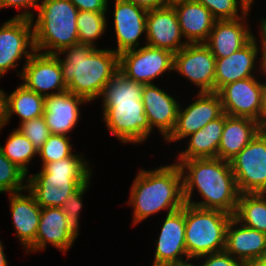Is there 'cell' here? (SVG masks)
<instances>
[{
    "label": "cell",
    "instance_id": "obj_43",
    "mask_svg": "<svg viewBox=\"0 0 266 266\" xmlns=\"http://www.w3.org/2000/svg\"><path fill=\"white\" fill-rule=\"evenodd\" d=\"M260 126L266 129V82L263 83L261 90Z\"/></svg>",
    "mask_w": 266,
    "mask_h": 266
},
{
    "label": "cell",
    "instance_id": "obj_17",
    "mask_svg": "<svg viewBox=\"0 0 266 266\" xmlns=\"http://www.w3.org/2000/svg\"><path fill=\"white\" fill-rule=\"evenodd\" d=\"M114 31L117 48L113 49L118 55L122 52L137 49L142 34H146L147 10L127 0H115Z\"/></svg>",
    "mask_w": 266,
    "mask_h": 266
},
{
    "label": "cell",
    "instance_id": "obj_31",
    "mask_svg": "<svg viewBox=\"0 0 266 266\" xmlns=\"http://www.w3.org/2000/svg\"><path fill=\"white\" fill-rule=\"evenodd\" d=\"M6 145L0 148L3 154L26 174L29 173L28 164L38 154L33 144L18 129H14L6 140Z\"/></svg>",
    "mask_w": 266,
    "mask_h": 266
},
{
    "label": "cell",
    "instance_id": "obj_24",
    "mask_svg": "<svg viewBox=\"0 0 266 266\" xmlns=\"http://www.w3.org/2000/svg\"><path fill=\"white\" fill-rule=\"evenodd\" d=\"M26 192L28 195L18 192L11 193L8 197L16 235L27 252L35 244L42 208L35 197L28 190Z\"/></svg>",
    "mask_w": 266,
    "mask_h": 266
},
{
    "label": "cell",
    "instance_id": "obj_26",
    "mask_svg": "<svg viewBox=\"0 0 266 266\" xmlns=\"http://www.w3.org/2000/svg\"><path fill=\"white\" fill-rule=\"evenodd\" d=\"M261 130L254 119L225 114L218 158L230 162Z\"/></svg>",
    "mask_w": 266,
    "mask_h": 266
},
{
    "label": "cell",
    "instance_id": "obj_44",
    "mask_svg": "<svg viewBox=\"0 0 266 266\" xmlns=\"http://www.w3.org/2000/svg\"><path fill=\"white\" fill-rule=\"evenodd\" d=\"M6 124V93L0 89V130Z\"/></svg>",
    "mask_w": 266,
    "mask_h": 266
},
{
    "label": "cell",
    "instance_id": "obj_29",
    "mask_svg": "<svg viewBox=\"0 0 266 266\" xmlns=\"http://www.w3.org/2000/svg\"><path fill=\"white\" fill-rule=\"evenodd\" d=\"M233 217L246 227L266 233V193L240 194Z\"/></svg>",
    "mask_w": 266,
    "mask_h": 266
},
{
    "label": "cell",
    "instance_id": "obj_21",
    "mask_svg": "<svg viewBox=\"0 0 266 266\" xmlns=\"http://www.w3.org/2000/svg\"><path fill=\"white\" fill-rule=\"evenodd\" d=\"M255 37L230 56L216 59L214 92H218L229 83L255 76L253 71L260 51L258 39Z\"/></svg>",
    "mask_w": 266,
    "mask_h": 266
},
{
    "label": "cell",
    "instance_id": "obj_48",
    "mask_svg": "<svg viewBox=\"0 0 266 266\" xmlns=\"http://www.w3.org/2000/svg\"><path fill=\"white\" fill-rule=\"evenodd\" d=\"M167 5H171L172 3L182 1V0H163Z\"/></svg>",
    "mask_w": 266,
    "mask_h": 266
},
{
    "label": "cell",
    "instance_id": "obj_27",
    "mask_svg": "<svg viewBox=\"0 0 266 266\" xmlns=\"http://www.w3.org/2000/svg\"><path fill=\"white\" fill-rule=\"evenodd\" d=\"M224 122L225 113L189 135L187 149L179 153L177 160L218 157Z\"/></svg>",
    "mask_w": 266,
    "mask_h": 266
},
{
    "label": "cell",
    "instance_id": "obj_28",
    "mask_svg": "<svg viewBox=\"0 0 266 266\" xmlns=\"http://www.w3.org/2000/svg\"><path fill=\"white\" fill-rule=\"evenodd\" d=\"M44 98L20 84L12 93L6 94V123H9L12 114L19 116L21 123L43 116Z\"/></svg>",
    "mask_w": 266,
    "mask_h": 266
},
{
    "label": "cell",
    "instance_id": "obj_4",
    "mask_svg": "<svg viewBox=\"0 0 266 266\" xmlns=\"http://www.w3.org/2000/svg\"><path fill=\"white\" fill-rule=\"evenodd\" d=\"M36 174L27 175V190L41 208H62L66 198L92 179L84 155H73L45 163Z\"/></svg>",
    "mask_w": 266,
    "mask_h": 266
},
{
    "label": "cell",
    "instance_id": "obj_50",
    "mask_svg": "<svg viewBox=\"0 0 266 266\" xmlns=\"http://www.w3.org/2000/svg\"><path fill=\"white\" fill-rule=\"evenodd\" d=\"M263 73L266 75V61L264 62V72Z\"/></svg>",
    "mask_w": 266,
    "mask_h": 266
},
{
    "label": "cell",
    "instance_id": "obj_23",
    "mask_svg": "<svg viewBox=\"0 0 266 266\" xmlns=\"http://www.w3.org/2000/svg\"><path fill=\"white\" fill-rule=\"evenodd\" d=\"M65 218L62 208H42L35 244L26 253L44 250L48 243L68 252L76 238L68 231Z\"/></svg>",
    "mask_w": 266,
    "mask_h": 266
},
{
    "label": "cell",
    "instance_id": "obj_22",
    "mask_svg": "<svg viewBox=\"0 0 266 266\" xmlns=\"http://www.w3.org/2000/svg\"><path fill=\"white\" fill-rule=\"evenodd\" d=\"M225 251L250 266L266 254V233L246 227L232 217L226 231Z\"/></svg>",
    "mask_w": 266,
    "mask_h": 266
},
{
    "label": "cell",
    "instance_id": "obj_11",
    "mask_svg": "<svg viewBox=\"0 0 266 266\" xmlns=\"http://www.w3.org/2000/svg\"><path fill=\"white\" fill-rule=\"evenodd\" d=\"M216 58L204 43L187 44L174 54L173 70L201 92H214Z\"/></svg>",
    "mask_w": 266,
    "mask_h": 266
},
{
    "label": "cell",
    "instance_id": "obj_15",
    "mask_svg": "<svg viewBox=\"0 0 266 266\" xmlns=\"http://www.w3.org/2000/svg\"><path fill=\"white\" fill-rule=\"evenodd\" d=\"M255 77H248L229 83L217 93L221 98L225 114L233 117H248L259 122L260 125L263 83Z\"/></svg>",
    "mask_w": 266,
    "mask_h": 266
},
{
    "label": "cell",
    "instance_id": "obj_14",
    "mask_svg": "<svg viewBox=\"0 0 266 266\" xmlns=\"http://www.w3.org/2000/svg\"><path fill=\"white\" fill-rule=\"evenodd\" d=\"M155 242L157 245L152 266H179L191 261L185 246V204L181 209L166 214Z\"/></svg>",
    "mask_w": 266,
    "mask_h": 266
},
{
    "label": "cell",
    "instance_id": "obj_39",
    "mask_svg": "<svg viewBox=\"0 0 266 266\" xmlns=\"http://www.w3.org/2000/svg\"><path fill=\"white\" fill-rule=\"evenodd\" d=\"M43 0H0V9L1 8H6V7H16L20 9L22 7L27 10H24V12H21L17 15L14 16V18H27L31 20H35L34 14L31 12V10L28 11L29 9H38L39 5L41 4Z\"/></svg>",
    "mask_w": 266,
    "mask_h": 266
},
{
    "label": "cell",
    "instance_id": "obj_45",
    "mask_svg": "<svg viewBox=\"0 0 266 266\" xmlns=\"http://www.w3.org/2000/svg\"><path fill=\"white\" fill-rule=\"evenodd\" d=\"M0 266H8V261L6 260V255L4 253V246L0 239Z\"/></svg>",
    "mask_w": 266,
    "mask_h": 266
},
{
    "label": "cell",
    "instance_id": "obj_16",
    "mask_svg": "<svg viewBox=\"0 0 266 266\" xmlns=\"http://www.w3.org/2000/svg\"><path fill=\"white\" fill-rule=\"evenodd\" d=\"M146 45L165 49L173 54L188 43L182 41L178 17L172 5H165L147 11L146 17Z\"/></svg>",
    "mask_w": 266,
    "mask_h": 266
},
{
    "label": "cell",
    "instance_id": "obj_2",
    "mask_svg": "<svg viewBox=\"0 0 266 266\" xmlns=\"http://www.w3.org/2000/svg\"><path fill=\"white\" fill-rule=\"evenodd\" d=\"M65 54V58H60ZM59 62L67 90L91 102L100 97L108 81L118 72L119 55L112 49L75 44L63 49Z\"/></svg>",
    "mask_w": 266,
    "mask_h": 266
},
{
    "label": "cell",
    "instance_id": "obj_47",
    "mask_svg": "<svg viewBox=\"0 0 266 266\" xmlns=\"http://www.w3.org/2000/svg\"><path fill=\"white\" fill-rule=\"evenodd\" d=\"M240 2H242L244 4V6H246V8L250 11L252 3L254 2V0H240Z\"/></svg>",
    "mask_w": 266,
    "mask_h": 266
},
{
    "label": "cell",
    "instance_id": "obj_36",
    "mask_svg": "<svg viewBox=\"0 0 266 266\" xmlns=\"http://www.w3.org/2000/svg\"><path fill=\"white\" fill-rule=\"evenodd\" d=\"M90 181L89 180L86 184L82 185L77 191L69 195L63 206L62 210L66 215V225L68 231L75 237L79 236V216L82 209V200L83 195H85L86 190L88 187H90Z\"/></svg>",
    "mask_w": 266,
    "mask_h": 266
},
{
    "label": "cell",
    "instance_id": "obj_18",
    "mask_svg": "<svg viewBox=\"0 0 266 266\" xmlns=\"http://www.w3.org/2000/svg\"><path fill=\"white\" fill-rule=\"evenodd\" d=\"M142 102L150 129L157 127L166 139L175 127L179 102L155 84L143 85Z\"/></svg>",
    "mask_w": 266,
    "mask_h": 266
},
{
    "label": "cell",
    "instance_id": "obj_34",
    "mask_svg": "<svg viewBox=\"0 0 266 266\" xmlns=\"http://www.w3.org/2000/svg\"><path fill=\"white\" fill-rule=\"evenodd\" d=\"M69 136L60 134H50L48 139L38 151L42 161V166L45 163L56 162L73 155L72 144Z\"/></svg>",
    "mask_w": 266,
    "mask_h": 266
},
{
    "label": "cell",
    "instance_id": "obj_8",
    "mask_svg": "<svg viewBox=\"0 0 266 266\" xmlns=\"http://www.w3.org/2000/svg\"><path fill=\"white\" fill-rule=\"evenodd\" d=\"M230 164L240 194L266 193V129H262Z\"/></svg>",
    "mask_w": 266,
    "mask_h": 266
},
{
    "label": "cell",
    "instance_id": "obj_19",
    "mask_svg": "<svg viewBox=\"0 0 266 266\" xmlns=\"http://www.w3.org/2000/svg\"><path fill=\"white\" fill-rule=\"evenodd\" d=\"M88 103L68 90L44 98L43 117L50 134L67 135L78 124L79 105Z\"/></svg>",
    "mask_w": 266,
    "mask_h": 266
},
{
    "label": "cell",
    "instance_id": "obj_46",
    "mask_svg": "<svg viewBox=\"0 0 266 266\" xmlns=\"http://www.w3.org/2000/svg\"><path fill=\"white\" fill-rule=\"evenodd\" d=\"M250 266H266V254L254 261Z\"/></svg>",
    "mask_w": 266,
    "mask_h": 266
},
{
    "label": "cell",
    "instance_id": "obj_37",
    "mask_svg": "<svg viewBox=\"0 0 266 266\" xmlns=\"http://www.w3.org/2000/svg\"><path fill=\"white\" fill-rule=\"evenodd\" d=\"M17 129L33 144L37 152L50 136L49 128L43 116L24 121Z\"/></svg>",
    "mask_w": 266,
    "mask_h": 266
},
{
    "label": "cell",
    "instance_id": "obj_35",
    "mask_svg": "<svg viewBox=\"0 0 266 266\" xmlns=\"http://www.w3.org/2000/svg\"><path fill=\"white\" fill-rule=\"evenodd\" d=\"M204 5L216 20H233L245 17L250 12L238 0H194ZM240 5V6H239ZM240 7V8H239ZM241 10L239 14L238 11Z\"/></svg>",
    "mask_w": 266,
    "mask_h": 266
},
{
    "label": "cell",
    "instance_id": "obj_5",
    "mask_svg": "<svg viewBox=\"0 0 266 266\" xmlns=\"http://www.w3.org/2000/svg\"><path fill=\"white\" fill-rule=\"evenodd\" d=\"M78 12L70 0H43L32 20L35 51L57 54L78 44Z\"/></svg>",
    "mask_w": 266,
    "mask_h": 266
},
{
    "label": "cell",
    "instance_id": "obj_20",
    "mask_svg": "<svg viewBox=\"0 0 266 266\" xmlns=\"http://www.w3.org/2000/svg\"><path fill=\"white\" fill-rule=\"evenodd\" d=\"M247 15L233 20H216L204 43L216 59L225 58L248 44L254 35L246 22Z\"/></svg>",
    "mask_w": 266,
    "mask_h": 266
},
{
    "label": "cell",
    "instance_id": "obj_6",
    "mask_svg": "<svg viewBox=\"0 0 266 266\" xmlns=\"http://www.w3.org/2000/svg\"><path fill=\"white\" fill-rule=\"evenodd\" d=\"M233 216L220 210L202 209L185 203V246L188 257L225 250L226 231Z\"/></svg>",
    "mask_w": 266,
    "mask_h": 266
},
{
    "label": "cell",
    "instance_id": "obj_41",
    "mask_svg": "<svg viewBox=\"0 0 266 266\" xmlns=\"http://www.w3.org/2000/svg\"><path fill=\"white\" fill-rule=\"evenodd\" d=\"M259 27H260V41L262 44V49L261 50V63L258 64V67L260 66V68H258L259 70L261 69L262 72H264V62L266 61V18H262L260 23H259Z\"/></svg>",
    "mask_w": 266,
    "mask_h": 266
},
{
    "label": "cell",
    "instance_id": "obj_12",
    "mask_svg": "<svg viewBox=\"0 0 266 266\" xmlns=\"http://www.w3.org/2000/svg\"><path fill=\"white\" fill-rule=\"evenodd\" d=\"M17 74L24 80L22 84L27 89L44 97L67 90L62 77L59 55L56 54L34 51L21 72L18 71ZM48 90L53 92L50 93Z\"/></svg>",
    "mask_w": 266,
    "mask_h": 266
},
{
    "label": "cell",
    "instance_id": "obj_7",
    "mask_svg": "<svg viewBox=\"0 0 266 266\" xmlns=\"http://www.w3.org/2000/svg\"><path fill=\"white\" fill-rule=\"evenodd\" d=\"M101 103L104 123L122 143H143L152 133L142 101Z\"/></svg>",
    "mask_w": 266,
    "mask_h": 266
},
{
    "label": "cell",
    "instance_id": "obj_38",
    "mask_svg": "<svg viewBox=\"0 0 266 266\" xmlns=\"http://www.w3.org/2000/svg\"><path fill=\"white\" fill-rule=\"evenodd\" d=\"M199 261L198 266H247L243 261L239 259H235L230 254H228L225 250L217 253L206 254L197 257L196 259H203ZM203 263V264H202Z\"/></svg>",
    "mask_w": 266,
    "mask_h": 266
},
{
    "label": "cell",
    "instance_id": "obj_1",
    "mask_svg": "<svg viewBox=\"0 0 266 266\" xmlns=\"http://www.w3.org/2000/svg\"><path fill=\"white\" fill-rule=\"evenodd\" d=\"M176 161L182 172L185 203L234 216L240 192L229 161L218 157ZM195 188L202 201H192Z\"/></svg>",
    "mask_w": 266,
    "mask_h": 266
},
{
    "label": "cell",
    "instance_id": "obj_30",
    "mask_svg": "<svg viewBox=\"0 0 266 266\" xmlns=\"http://www.w3.org/2000/svg\"><path fill=\"white\" fill-rule=\"evenodd\" d=\"M143 84L126 78L119 71L108 81L103 89L102 102L142 101Z\"/></svg>",
    "mask_w": 266,
    "mask_h": 266
},
{
    "label": "cell",
    "instance_id": "obj_49",
    "mask_svg": "<svg viewBox=\"0 0 266 266\" xmlns=\"http://www.w3.org/2000/svg\"><path fill=\"white\" fill-rule=\"evenodd\" d=\"M179 266H196L195 264H194V262L193 263H186V264H183V265H179Z\"/></svg>",
    "mask_w": 266,
    "mask_h": 266
},
{
    "label": "cell",
    "instance_id": "obj_33",
    "mask_svg": "<svg viewBox=\"0 0 266 266\" xmlns=\"http://www.w3.org/2000/svg\"><path fill=\"white\" fill-rule=\"evenodd\" d=\"M26 178V180H25ZM27 174L12 163L0 148V193H18L27 190Z\"/></svg>",
    "mask_w": 266,
    "mask_h": 266
},
{
    "label": "cell",
    "instance_id": "obj_25",
    "mask_svg": "<svg viewBox=\"0 0 266 266\" xmlns=\"http://www.w3.org/2000/svg\"><path fill=\"white\" fill-rule=\"evenodd\" d=\"M171 5L185 41L188 44L205 43L216 21L211 12L194 0H182Z\"/></svg>",
    "mask_w": 266,
    "mask_h": 266
},
{
    "label": "cell",
    "instance_id": "obj_9",
    "mask_svg": "<svg viewBox=\"0 0 266 266\" xmlns=\"http://www.w3.org/2000/svg\"><path fill=\"white\" fill-rule=\"evenodd\" d=\"M174 54L168 50L144 45L119 54L118 71L126 78L143 85L154 84L152 81L166 71H174Z\"/></svg>",
    "mask_w": 266,
    "mask_h": 266
},
{
    "label": "cell",
    "instance_id": "obj_13",
    "mask_svg": "<svg viewBox=\"0 0 266 266\" xmlns=\"http://www.w3.org/2000/svg\"><path fill=\"white\" fill-rule=\"evenodd\" d=\"M197 94V99L185 109L179 107L175 127L164 141L173 143L185 139L224 113L217 92H197Z\"/></svg>",
    "mask_w": 266,
    "mask_h": 266
},
{
    "label": "cell",
    "instance_id": "obj_32",
    "mask_svg": "<svg viewBox=\"0 0 266 266\" xmlns=\"http://www.w3.org/2000/svg\"><path fill=\"white\" fill-rule=\"evenodd\" d=\"M76 23L79 43L96 48L95 40L101 38L107 28L106 12L79 11Z\"/></svg>",
    "mask_w": 266,
    "mask_h": 266
},
{
    "label": "cell",
    "instance_id": "obj_3",
    "mask_svg": "<svg viewBox=\"0 0 266 266\" xmlns=\"http://www.w3.org/2000/svg\"><path fill=\"white\" fill-rule=\"evenodd\" d=\"M129 195L134 225L161 210L169 214L181 209L185 200L180 166L173 163L154 170H139Z\"/></svg>",
    "mask_w": 266,
    "mask_h": 266
},
{
    "label": "cell",
    "instance_id": "obj_10",
    "mask_svg": "<svg viewBox=\"0 0 266 266\" xmlns=\"http://www.w3.org/2000/svg\"><path fill=\"white\" fill-rule=\"evenodd\" d=\"M34 51L31 19L12 17L3 22L0 27V79L9 69L19 66L17 61L25 58L26 63Z\"/></svg>",
    "mask_w": 266,
    "mask_h": 266
},
{
    "label": "cell",
    "instance_id": "obj_42",
    "mask_svg": "<svg viewBox=\"0 0 266 266\" xmlns=\"http://www.w3.org/2000/svg\"><path fill=\"white\" fill-rule=\"evenodd\" d=\"M133 4L148 10H153L167 5L163 0H127Z\"/></svg>",
    "mask_w": 266,
    "mask_h": 266
},
{
    "label": "cell",
    "instance_id": "obj_40",
    "mask_svg": "<svg viewBox=\"0 0 266 266\" xmlns=\"http://www.w3.org/2000/svg\"><path fill=\"white\" fill-rule=\"evenodd\" d=\"M79 11L107 12L109 0H70Z\"/></svg>",
    "mask_w": 266,
    "mask_h": 266
}]
</instances>
